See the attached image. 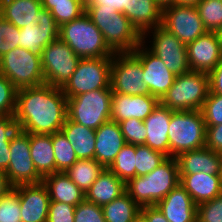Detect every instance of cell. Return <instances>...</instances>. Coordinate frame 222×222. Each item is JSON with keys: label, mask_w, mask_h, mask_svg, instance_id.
Instances as JSON below:
<instances>
[{"label": "cell", "mask_w": 222, "mask_h": 222, "mask_svg": "<svg viewBox=\"0 0 222 222\" xmlns=\"http://www.w3.org/2000/svg\"><path fill=\"white\" fill-rule=\"evenodd\" d=\"M67 115V97L61 88L45 83L18 89L14 118L19 130L53 134L61 131Z\"/></svg>", "instance_id": "1"}, {"label": "cell", "mask_w": 222, "mask_h": 222, "mask_svg": "<svg viewBox=\"0 0 222 222\" xmlns=\"http://www.w3.org/2000/svg\"><path fill=\"white\" fill-rule=\"evenodd\" d=\"M85 13L114 53L133 52L142 43V35L123 13L103 4L87 5Z\"/></svg>", "instance_id": "2"}, {"label": "cell", "mask_w": 222, "mask_h": 222, "mask_svg": "<svg viewBox=\"0 0 222 222\" xmlns=\"http://www.w3.org/2000/svg\"><path fill=\"white\" fill-rule=\"evenodd\" d=\"M180 183L177 158L168 157L152 172L126 183V192L140 206L156 205Z\"/></svg>", "instance_id": "3"}, {"label": "cell", "mask_w": 222, "mask_h": 222, "mask_svg": "<svg viewBox=\"0 0 222 222\" xmlns=\"http://www.w3.org/2000/svg\"><path fill=\"white\" fill-rule=\"evenodd\" d=\"M209 92L208 73L190 70L176 76L171 88L159 101L172 111L201 110Z\"/></svg>", "instance_id": "4"}, {"label": "cell", "mask_w": 222, "mask_h": 222, "mask_svg": "<svg viewBox=\"0 0 222 222\" xmlns=\"http://www.w3.org/2000/svg\"><path fill=\"white\" fill-rule=\"evenodd\" d=\"M59 38L80 58L113 57L114 55L105 43L102 32L86 13L80 18L61 25Z\"/></svg>", "instance_id": "5"}, {"label": "cell", "mask_w": 222, "mask_h": 222, "mask_svg": "<svg viewBox=\"0 0 222 222\" xmlns=\"http://www.w3.org/2000/svg\"><path fill=\"white\" fill-rule=\"evenodd\" d=\"M169 157L205 147L206 124L201 110L172 111L169 131Z\"/></svg>", "instance_id": "6"}, {"label": "cell", "mask_w": 222, "mask_h": 222, "mask_svg": "<svg viewBox=\"0 0 222 222\" xmlns=\"http://www.w3.org/2000/svg\"><path fill=\"white\" fill-rule=\"evenodd\" d=\"M112 88L98 89L67 98V117L96 130L111 120Z\"/></svg>", "instance_id": "7"}, {"label": "cell", "mask_w": 222, "mask_h": 222, "mask_svg": "<svg viewBox=\"0 0 222 222\" xmlns=\"http://www.w3.org/2000/svg\"><path fill=\"white\" fill-rule=\"evenodd\" d=\"M0 74L17 89L45 84L41 56L19 46L0 58Z\"/></svg>", "instance_id": "8"}, {"label": "cell", "mask_w": 222, "mask_h": 222, "mask_svg": "<svg viewBox=\"0 0 222 222\" xmlns=\"http://www.w3.org/2000/svg\"><path fill=\"white\" fill-rule=\"evenodd\" d=\"M112 57L81 58L61 88L67 98L110 87Z\"/></svg>", "instance_id": "9"}, {"label": "cell", "mask_w": 222, "mask_h": 222, "mask_svg": "<svg viewBox=\"0 0 222 222\" xmlns=\"http://www.w3.org/2000/svg\"><path fill=\"white\" fill-rule=\"evenodd\" d=\"M142 43L151 53L160 58L174 75L178 76L190 71L186 45L161 25L146 31L142 35Z\"/></svg>", "instance_id": "10"}, {"label": "cell", "mask_w": 222, "mask_h": 222, "mask_svg": "<svg viewBox=\"0 0 222 222\" xmlns=\"http://www.w3.org/2000/svg\"><path fill=\"white\" fill-rule=\"evenodd\" d=\"M143 67L133 52H116L111 62V82L113 93L123 95H151L143 81Z\"/></svg>", "instance_id": "11"}, {"label": "cell", "mask_w": 222, "mask_h": 222, "mask_svg": "<svg viewBox=\"0 0 222 222\" xmlns=\"http://www.w3.org/2000/svg\"><path fill=\"white\" fill-rule=\"evenodd\" d=\"M80 59L60 38L49 43L41 56L45 83L62 88L75 72Z\"/></svg>", "instance_id": "12"}, {"label": "cell", "mask_w": 222, "mask_h": 222, "mask_svg": "<svg viewBox=\"0 0 222 222\" xmlns=\"http://www.w3.org/2000/svg\"><path fill=\"white\" fill-rule=\"evenodd\" d=\"M10 160L5 172L10 184L15 187L22 184L42 182L30 153V133L17 130L10 139Z\"/></svg>", "instance_id": "13"}, {"label": "cell", "mask_w": 222, "mask_h": 222, "mask_svg": "<svg viewBox=\"0 0 222 222\" xmlns=\"http://www.w3.org/2000/svg\"><path fill=\"white\" fill-rule=\"evenodd\" d=\"M161 26L187 45L207 32L196 6L175 4L162 9Z\"/></svg>", "instance_id": "14"}, {"label": "cell", "mask_w": 222, "mask_h": 222, "mask_svg": "<svg viewBox=\"0 0 222 222\" xmlns=\"http://www.w3.org/2000/svg\"><path fill=\"white\" fill-rule=\"evenodd\" d=\"M20 36L21 48L42 56L44 48L59 38V26L50 11L42 7L26 26L20 28Z\"/></svg>", "instance_id": "15"}, {"label": "cell", "mask_w": 222, "mask_h": 222, "mask_svg": "<svg viewBox=\"0 0 222 222\" xmlns=\"http://www.w3.org/2000/svg\"><path fill=\"white\" fill-rule=\"evenodd\" d=\"M133 53L141 61L143 81L147 85L150 94L160 100L173 85L176 75L168 70L163 61L151 53L143 43Z\"/></svg>", "instance_id": "16"}, {"label": "cell", "mask_w": 222, "mask_h": 222, "mask_svg": "<svg viewBox=\"0 0 222 222\" xmlns=\"http://www.w3.org/2000/svg\"><path fill=\"white\" fill-rule=\"evenodd\" d=\"M191 71L211 72L221 61L222 49L215 31H207L186 45Z\"/></svg>", "instance_id": "17"}, {"label": "cell", "mask_w": 222, "mask_h": 222, "mask_svg": "<svg viewBox=\"0 0 222 222\" xmlns=\"http://www.w3.org/2000/svg\"><path fill=\"white\" fill-rule=\"evenodd\" d=\"M20 201V215L22 222H47L50 197L45 185L22 184L17 185Z\"/></svg>", "instance_id": "18"}, {"label": "cell", "mask_w": 222, "mask_h": 222, "mask_svg": "<svg viewBox=\"0 0 222 222\" xmlns=\"http://www.w3.org/2000/svg\"><path fill=\"white\" fill-rule=\"evenodd\" d=\"M159 103V99L152 95L112 93L111 121L119 123L129 118L144 121Z\"/></svg>", "instance_id": "19"}, {"label": "cell", "mask_w": 222, "mask_h": 222, "mask_svg": "<svg viewBox=\"0 0 222 222\" xmlns=\"http://www.w3.org/2000/svg\"><path fill=\"white\" fill-rule=\"evenodd\" d=\"M156 206L169 222H196L197 205L180 183Z\"/></svg>", "instance_id": "20"}, {"label": "cell", "mask_w": 222, "mask_h": 222, "mask_svg": "<svg viewBox=\"0 0 222 222\" xmlns=\"http://www.w3.org/2000/svg\"><path fill=\"white\" fill-rule=\"evenodd\" d=\"M95 160L108 168L126 145L125 138L117 122L108 121L95 130Z\"/></svg>", "instance_id": "21"}, {"label": "cell", "mask_w": 222, "mask_h": 222, "mask_svg": "<svg viewBox=\"0 0 222 222\" xmlns=\"http://www.w3.org/2000/svg\"><path fill=\"white\" fill-rule=\"evenodd\" d=\"M172 110L160 103L143 121L147 130L145 145L169 157V124Z\"/></svg>", "instance_id": "22"}, {"label": "cell", "mask_w": 222, "mask_h": 222, "mask_svg": "<svg viewBox=\"0 0 222 222\" xmlns=\"http://www.w3.org/2000/svg\"><path fill=\"white\" fill-rule=\"evenodd\" d=\"M179 175L205 174L221 175L219 154L207 147L186 151L177 157Z\"/></svg>", "instance_id": "23"}, {"label": "cell", "mask_w": 222, "mask_h": 222, "mask_svg": "<svg viewBox=\"0 0 222 222\" xmlns=\"http://www.w3.org/2000/svg\"><path fill=\"white\" fill-rule=\"evenodd\" d=\"M180 184L190 194L194 203L210 201L222 193L221 175L197 174L179 175Z\"/></svg>", "instance_id": "24"}, {"label": "cell", "mask_w": 222, "mask_h": 222, "mask_svg": "<svg viewBox=\"0 0 222 222\" xmlns=\"http://www.w3.org/2000/svg\"><path fill=\"white\" fill-rule=\"evenodd\" d=\"M126 192V183L105 168L85 194V199L103 206Z\"/></svg>", "instance_id": "25"}, {"label": "cell", "mask_w": 222, "mask_h": 222, "mask_svg": "<svg viewBox=\"0 0 222 222\" xmlns=\"http://www.w3.org/2000/svg\"><path fill=\"white\" fill-rule=\"evenodd\" d=\"M127 18L143 35L161 25L162 8L155 0H127Z\"/></svg>", "instance_id": "26"}, {"label": "cell", "mask_w": 222, "mask_h": 222, "mask_svg": "<svg viewBox=\"0 0 222 222\" xmlns=\"http://www.w3.org/2000/svg\"><path fill=\"white\" fill-rule=\"evenodd\" d=\"M51 201L77 206L85 200V193L73 183L65 172H55L42 178Z\"/></svg>", "instance_id": "27"}, {"label": "cell", "mask_w": 222, "mask_h": 222, "mask_svg": "<svg viewBox=\"0 0 222 222\" xmlns=\"http://www.w3.org/2000/svg\"><path fill=\"white\" fill-rule=\"evenodd\" d=\"M61 131L73 145L78 159H95V130L71 121L67 117Z\"/></svg>", "instance_id": "28"}, {"label": "cell", "mask_w": 222, "mask_h": 222, "mask_svg": "<svg viewBox=\"0 0 222 222\" xmlns=\"http://www.w3.org/2000/svg\"><path fill=\"white\" fill-rule=\"evenodd\" d=\"M30 153L32 162L42 177L55 173L52 134H30Z\"/></svg>", "instance_id": "29"}, {"label": "cell", "mask_w": 222, "mask_h": 222, "mask_svg": "<svg viewBox=\"0 0 222 222\" xmlns=\"http://www.w3.org/2000/svg\"><path fill=\"white\" fill-rule=\"evenodd\" d=\"M41 8V0H0V15L19 29L26 26Z\"/></svg>", "instance_id": "30"}, {"label": "cell", "mask_w": 222, "mask_h": 222, "mask_svg": "<svg viewBox=\"0 0 222 222\" xmlns=\"http://www.w3.org/2000/svg\"><path fill=\"white\" fill-rule=\"evenodd\" d=\"M141 207L127 192L102 206L106 222H139Z\"/></svg>", "instance_id": "31"}, {"label": "cell", "mask_w": 222, "mask_h": 222, "mask_svg": "<svg viewBox=\"0 0 222 222\" xmlns=\"http://www.w3.org/2000/svg\"><path fill=\"white\" fill-rule=\"evenodd\" d=\"M104 169L95 159H78L65 173L86 194Z\"/></svg>", "instance_id": "32"}, {"label": "cell", "mask_w": 222, "mask_h": 222, "mask_svg": "<svg viewBox=\"0 0 222 222\" xmlns=\"http://www.w3.org/2000/svg\"><path fill=\"white\" fill-rule=\"evenodd\" d=\"M41 3L43 8L50 11L59 27L86 12L84 0H41Z\"/></svg>", "instance_id": "33"}, {"label": "cell", "mask_w": 222, "mask_h": 222, "mask_svg": "<svg viewBox=\"0 0 222 222\" xmlns=\"http://www.w3.org/2000/svg\"><path fill=\"white\" fill-rule=\"evenodd\" d=\"M136 145L126 144L119 151L112 164L108 167L118 178L127 183L136 177L135 158Z\"/></svg>", "instance_id": "34"}, {"label": "cell", "mask_w": 222, "mask_h": 222, "mask_svg": "<svg viewBox=\"0 0 222 222\" xmlns=\"http://www.w3.org/2000/svg\"><path fill=\"white\" fill-rule=\"evenodd\" d=\"M52 144L55 155V172H66L78 160L73 145L62 131L52 134Z\"/></svg>", "instance_id": "35"}, {"label": "cell", "mask_w": 222, "mask_h": 222, "mask_svg": "<svg viewBox=\"0 0 222 222\" xmlns=\"http://www.w3.org/2000/svg\"><path fill=\"white\" fill-rule=\"evenodd\" d=\"M135 155L136 176L147 175L168 158L147 145H136Z\"/></svg>", "instance_id": "36"}, {"label": "cell", "mask_w": 222, "mask_h": 222, "mask_svg": "<svg viewBox=\"0 0 222 222\" xmlns=\"http://www.w3.org/2000/svg\"><path fill=\"white\" fill-rule=\"evenodd\" d=\"M13 116H0V170L6 172L10 160V139L18 130Z\"/></svg>", "instance_id": "37"}, {"label": "cell", "mask_w": 222, "mask_h": 222, "mask_svg": "<svg viewBox=\"0 0 222 222\" xmlns=\"http://www.w3.org/2000/svg\"><path fill=\"white\" fill-rule=\"evenodd\" d=\"M207 31H217L222 26V0H200L196 5Z\"/></svg>", "instance_id": "38"}, {"label": "cell", "mask_w": 222, "mask_h": 222, "mask_svg": "<svg viewBox=\"0 0 222 222\" xmlns=\"http://www.w3.org/2000/svg\"><path fill=\"white\" fill-rule=\"evenodd\" d=\"M18 190L13 187L0 197V222H22Z\"/></svg>", "instance_id": "39"}, {"label": "cell", "mask_w": 222, "mask_h": 222, "mask_svg": "<svg viewBox=\"0 0 222 222\" xmlns=\"http://www.w3.org/2000/svg\"><path fill=\"white\" fill-rule=\"evenodd\" d=\"M126 144L145 145L147 130L142 120L129 118L118 123Z\"/></svg>", "instance_id": "40"}, {"label": "cell", "mask_w": 222, "mask_h": 222, "mask_svg": "<svg viewBox=\"0 0 222 222\" xmlns=\"http://www.w3.org/2000/svg\"><path fill=\"white\" fill-rule=\"evenodd\" d=\"M18 89L10 80L0 74V116L15 115Z\"/></svg>", "instance_id": "41"}, {"label": "cell", "mask_w": 222, "mask_h": 222, "mask_svg": "<svg viewBox=\"0 0 222 222\" xmlns=\"http://www.w3.org/2000/svg\"><path fill=\"white\" fill-rule=\"evenodd\" d=\"M20 37V29L0 15V58L10 50L20 47Z\"/></svg>", "instance_id": "42"}, {"label": "cell", "mask_w": 222, "mask_h": 222, "mask_svg": "<svg viewBox=\"0 0 222 222\" xmlns=\"http://www.w3.org/2000/svg\"><path fill=\"white\" fill-rule=\"evenodd\" d=\"M201 111L206 126L222 124V95L209 92Z\"/></svg>", "instance_id": "43"}, {"label": "cell", "mask_w": 222, "mask_h": 222, "mask_svg": "<svg viewBox=\"0 0 222 222\" xmlns=\"http://www.w3.org/2000/svg\"><path fill=\"white\" fill-rule=\"evenodd\" d=\"M196 222H222V193L197 205Z\"/></svg>", "instance_id": "44"}, {"label": "cell", "mask_w": 222, "mask_h": 222, "mask_svg": "<svg viewBox=\"0 0 222 222\" xmlns=\"http://www.w3.org/2000/svg\"><path fill=\"white\" fill-rule=\"evenodd\" d=\"M74 222H106L102 206L83 200L75 206Z\"/></svg>", "instance_id": "45"}, {"label": "cell", "mask_w": 222, "mask_h": 222, "mask_svg": "<svg viewBox=\"0 0 222 222\" xmlns=\"http://www.w3.org/2000/svg\"><path fill=\"white\" fill-rule=\"evenodd\" d=\"M75 206L50 201L47 222H74Z\"/></svg>", "instance_id": "46"}, {"label": "cell", "mask_w": 222, "mask_h": 222, "mask_svg": "<svg viewBox=\"0 0 222 222\" xmlns=\"http://www.w3.org/2000/svg\"><path fill=\"white\" fill-rule=\"evenodd\" d=\"M205 147L217 153L222 151V124L206 126Z\"/></svg>", "instance_id": "47"}, {"label": "cell", "mask_w": 222, "mask_h": 222, "mask_svg": "<svg viewBox=\"0 0 222 222\" xmlns=\"http://www.w3.org/2000/svg\"><path fill=\"white\" fill-rule=\"evenodd\" d=\"M140 222H169L156 205L143 206L140 210Z\"/></svg>", "instance_id": "48"}, {"label": "cell", "mask_w": 222, "mask_h": 222, "mask_svg": "<svg viewBox=\"0 0 222 222\" xmlns=\"http://www.w3.org/2000/svg\"><path fill=\"white\" fill-rule=\"evenodd\" d=\"M208 75L210 92L222 95V58L219 64Z\"/></svg>", "instance_id": "49"}, {"label": "cell", "mask_w": 222, "mask_h": 222, "mask_svg": "<svg viewBox=\"0 0 222 222\" xmlns=\"http://www.w3.org/2000/svg\"><path fill=\"white\" fill-rule=\"evenodd\" d=\"M91 4H103L123 13L127 17V0H84L85 7Z\"/></svg>", "instance_id": "50"}, {"label": "cell", "mask_w": 222, "mask_h": 222, "mask_svg": "<svg viewBox=\"0 0 222 222\" xmlns=\"http://www.w3.org/2000/svg\"><path fill=\"white\" fill-rule=\"evenodd\" d=\"M12 188L13 186L10 184L7 176L0 170V197L4 196Z\"/></svg>", "instance_id": "51"}, {"label": "cell", "mask_w": 222, "mask_h": 222, "mask_svg": "<svg viewBox=\"0 0 222 222\" xmlns=\"http://www.w3.org/2000/svg\"><path fill=\"white\" fill-rule=\"evenodd\" d=\"M156 3L162 8L178 4V0H155Z\"/></svg>", "instance_id": "52"}, {"label": "cell", "mask_w": 222, "mask_h": 222, "mask_svg": "<svg viewBox=\"0 0 222 222\" xmlns=\"http://www.w3.org/2000/svg\"><path fill=\"white\" fill-rule=\"evenodd\" d=\"M200 0H178L179 5L195 6Z\"/></svg>", "instance_id": "53"}, {"label": "cell", "mask_w": 222, "mask_h": 222, "mask_svg": "<svg viewBox=\"0 0 222 222\" xmlns=\"http://www.w3.org/2000/svg\"><path fill=\"white\" fill-rule=\"evenodd\" d=\"M222 49V26L216 31Z\"/></svg>", "instance_id": "54"}, {"label": "cell", "mask_w": 222, "mask_h": 222, "mask_svg": "<svg viewBox=\"0 0 222 222\" xmlns=\"http://www.w3.org/2000/svg\"><path fill=\"white\" fill-rule=\"evenodd\" d=\"M218 154H219V157H220V164H221V170H222V151H220Z\"/></svg>", "instance_id": "55"}]
</instances>
